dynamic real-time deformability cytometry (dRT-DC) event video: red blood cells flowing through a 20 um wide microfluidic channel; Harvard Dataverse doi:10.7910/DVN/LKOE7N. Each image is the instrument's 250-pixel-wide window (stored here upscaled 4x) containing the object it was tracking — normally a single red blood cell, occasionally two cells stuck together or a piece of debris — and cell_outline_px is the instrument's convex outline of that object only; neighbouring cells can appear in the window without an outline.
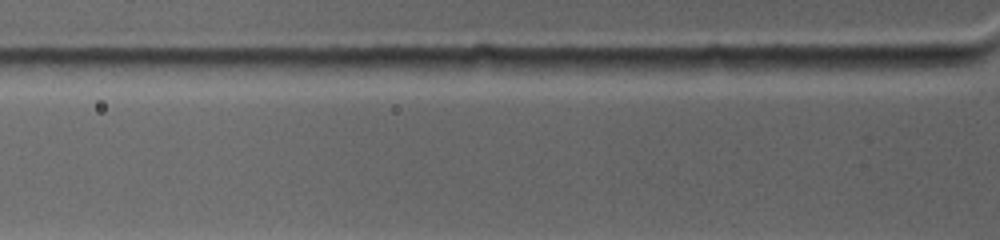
{"species": "common noctule bat (a hibernating species)", "species_latin": "Nyctalus noctula", "temperature_condition": "warm", "stored_images_in_passage": 2, "camera_frame_rate_fps": 4500, "um_per_image_px": 0.085, "animal": {"sex": "female", "body_mass_g": 19.0, "forearm_length_mm": 53.3}, "frame": {"image": 1, "passage_image": 2, "time_ms": 1.111, "image_size_px": [1000, 240], "cell_outline_px": [[960, 64], [936, 68], [884, 76], [840, 68], [860, 56], [952, 56]], "centroid_in_image_um": [76.34, 5.45], "position_along_channel_um": 49.5, "area_um2": 11.73}}